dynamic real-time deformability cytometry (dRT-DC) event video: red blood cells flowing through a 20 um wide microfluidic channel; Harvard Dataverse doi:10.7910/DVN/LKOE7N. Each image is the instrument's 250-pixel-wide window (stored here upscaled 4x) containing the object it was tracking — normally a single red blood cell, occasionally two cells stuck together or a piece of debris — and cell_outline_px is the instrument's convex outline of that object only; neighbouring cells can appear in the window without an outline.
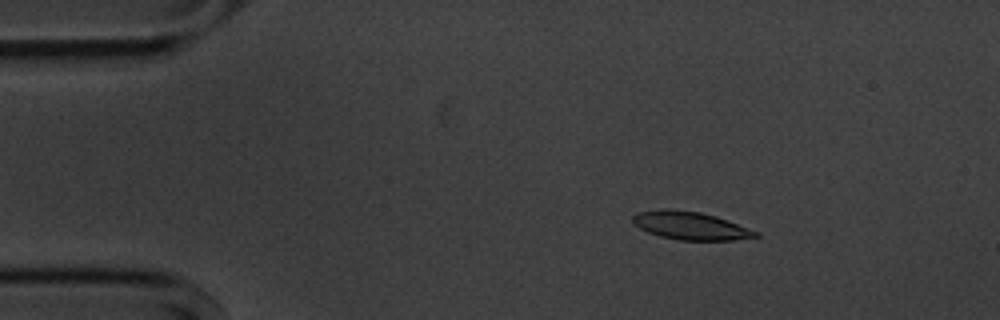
{"species": "common noctule bat (a hibernating species)", "species_latin": "Nyctalus noctula", "temperature_condition": "cold", "stored_images_in_passage": 56, "camera_frame_rate_fps": 3000, "um_per_image_px": 0.085, "animal": {"sex": "male", "body_mass_g": 20.1, "forearm_length_mm": 53.5}, "frame": {"image": 1, "passage_image": 9, "time_ms": 2.667, "image_size_px": [1000, 320], "cell_outline_px": [[760, 236], [736, 240], [680, 240], [660, 236], [648, 232], [632, 224], [632, 216], [636, 212], [664, 208], [668, 208], [700, 212], [716, 216], [760, 232]], "centroid_in_image_um": [58.67, 19.17], "position_along_channel_um": 26.3, "area_um2": 20.23}}
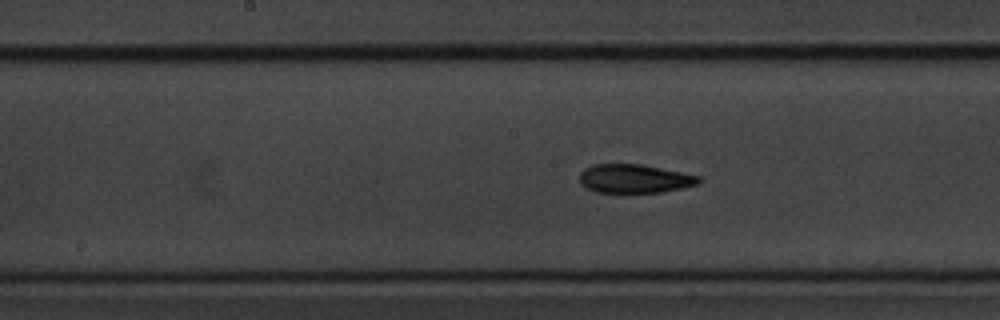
{"frame": {"image": 2, "passage_image": 28, "time_ms": 9.0, "image_size_px": [1000, 320], "cell_outline_px": [[700, 184], [660, 192], [596, 192], [584, 188], [580, 184], [580, 172], [584, 168], [592, 164], [640, 164], [700, 176]], "centroid_in_image_um": [53.88, 15.18], "position_along_channel_um": 194.3, "area_um2": 19.88}}
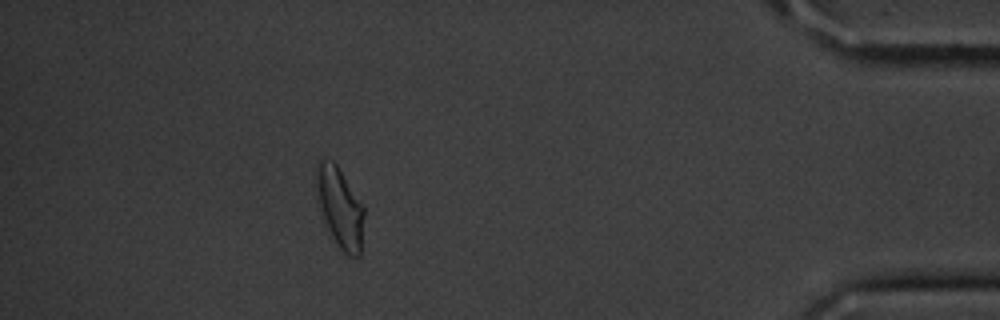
{"frame": {"image": 3, "passage_image": 50, "time_ms": 16.333, "image_size_px": [1000, 320], "cell_outline_px": [[364, 216], [360, 256], [348, 256], [336, 244], [324, 228], [316, 204], [312, 184], [316, 164], [320, 156], [332, 160], [336, 164], [364, 204]], "centroid_in_image_um": [28.79, 17.57], "position_along_channel_um": 406.4, "area_um2": 23.99}, "authors_computed_cell_mechanics": {"area_um2": 20.4323, "velocity_mm_per_s": 3.5828, "shape_relaxation_time_tau1_ms": 4.4086, "shape_relaxation_time_tau2_ms": 3.4722, "deformation_change_tau1": 0.1304, "deformation_change_tau2": 0.104}}